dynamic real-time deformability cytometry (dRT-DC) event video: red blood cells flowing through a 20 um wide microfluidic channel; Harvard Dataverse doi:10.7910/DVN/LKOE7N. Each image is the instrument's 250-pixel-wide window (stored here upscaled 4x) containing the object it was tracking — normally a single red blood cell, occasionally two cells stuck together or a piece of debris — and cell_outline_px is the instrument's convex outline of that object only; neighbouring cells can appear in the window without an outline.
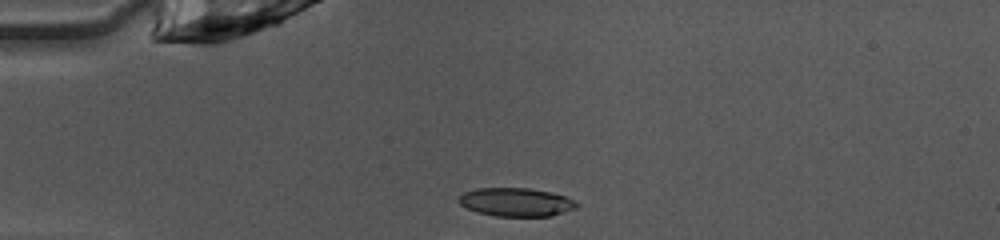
{"species": "common noctule bat (a hibernating species)", "species_latin": "Nyctalus noctula", "temperature_condition": "warm", "stored_images_in_passage": 2, "camera_frame_rate_fps": 3000, "um_per_image_px": 0.085, "animal": {"sex": "female", "body_mass_g": 10.0, "forearm_length_mm": 53.1}, "frame": {"image": 1, "passage_image": 1, "time_ms": 0.0, "image_size_px": [1000, 240], "cell_outline_px": [[580, 204], [576, 208], [552, 216], [496, 216], [476, 212], [460, 204], [456, 200], [464, 192], [476, 188], [528, 188], [552, 192], [564, 196]], "centroid_in_image_um": [43.85, 17.18], "position_along_channel_um": 41.1, "area_um2": 19.59}}